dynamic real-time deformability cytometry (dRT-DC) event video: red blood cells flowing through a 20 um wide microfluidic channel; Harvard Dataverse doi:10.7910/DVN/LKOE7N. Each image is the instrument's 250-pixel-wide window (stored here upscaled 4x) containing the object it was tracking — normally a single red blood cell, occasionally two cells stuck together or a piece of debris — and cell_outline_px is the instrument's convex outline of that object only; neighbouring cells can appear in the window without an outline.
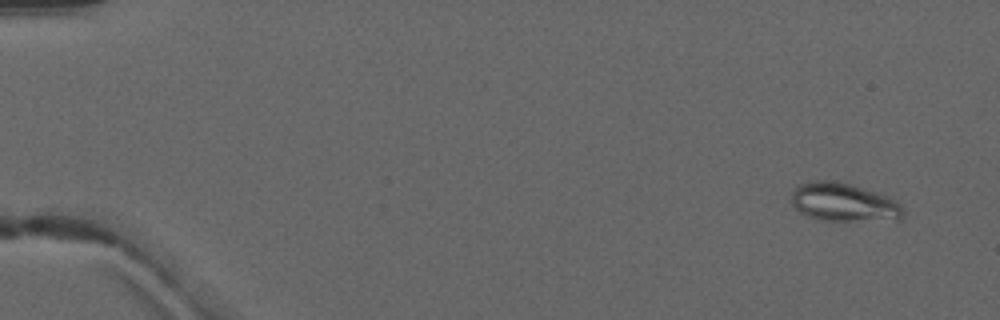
{"species": "common noctule bat (a hibernating species)", "species_latin": "Nyctalus noctula", "temperature_condition": "warm", "stored_images_in_passage": 6, "camera_frame_rate_fps": 3000, "um_per_image_px": 0.085, "animal": {"sex": "male", "forearm_length_mm": 52.5}, "frame": {"image": 1, "passage_image": 2, "time_ms": 1.0, "image_size_px": [1000, 320], "cell_outline_px": [[904, 212], [900, 220], [820, 220], [808, 216], [800, 212], [792, 204], [792, 192], [800, 184], [812, 180], [836, 180], [864, 188], [888, 196], [896, 200], [900, 204]], "centroid_in_image_um": [71.73, 17.18], "position_along_channel_um": 13.3, "area_um2": 25.03}}